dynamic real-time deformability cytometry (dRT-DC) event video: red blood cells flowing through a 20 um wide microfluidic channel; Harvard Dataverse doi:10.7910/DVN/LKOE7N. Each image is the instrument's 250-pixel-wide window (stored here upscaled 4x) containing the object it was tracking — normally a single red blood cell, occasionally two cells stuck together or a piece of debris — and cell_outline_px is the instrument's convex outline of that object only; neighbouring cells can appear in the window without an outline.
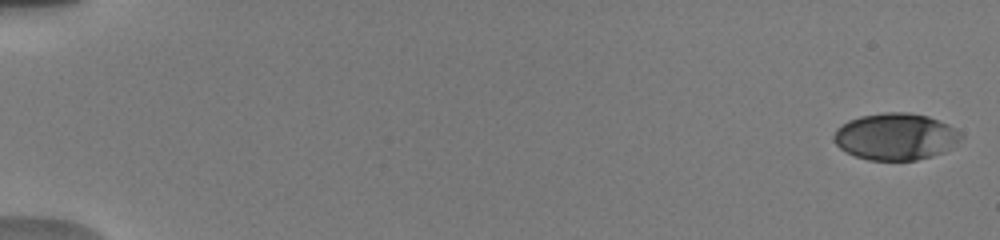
{"species": "human", "species_latin": "Homo sapiens", "temperature_condition": "warm", "stored_images_in_passage": 57, "camera_frame_rate_fps": 3000, "um_per_image_px": 0.085, "donor": {"sex": "male"}, "frame": {"image": 1, "passage_image": 3, "time_ms": 0.333, "image_size_px": [1000, 240], "cell_outline_px": [[964, 136], [952, 148], [944, 152], [932, 156], [916, 160], [868, 160], [844, 152], [832, 140], [832, 136], [836, 128], [848, 120], [860, 116], [884, 112], [908, 112], [928, 116], [948, 124], [960, 132]], "centroid_in_image_um": [76.11, 11.61], "position_along_channel_um": 8.9, "area_um2": 35.03}}
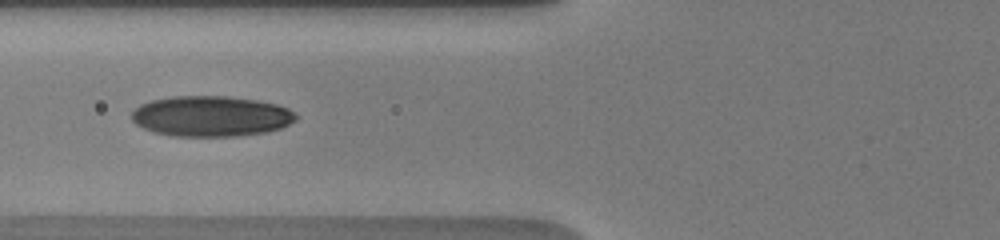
{"frame": {"image": 2, "passage_image": 34, "time_ms": 7.667, "image_size_px": [1000, 240], "cell_outline_px": [[296, 120], [280, 128], [264, 132], [236, 136], [172, 136], [152, 132], [136, 124], [132, 120], [132, 112], [140, 104], [152, 100], [172, 96], [228, 96], [256, 100], [276, 104], [288, 108], [296, 116]], "centroid_in_image_um": [17.9, 9.87], "position_along_channel_um": 107.9, "area_um2": 38.73}}
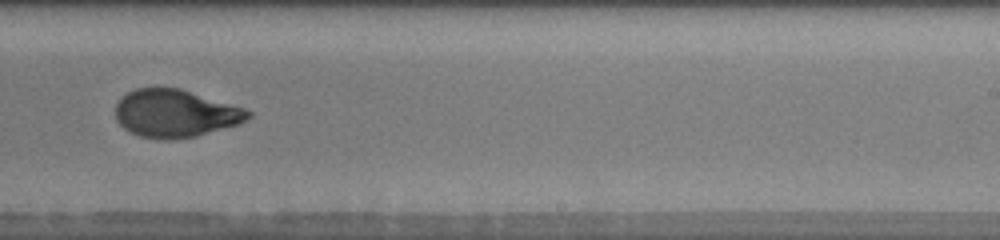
{"frame": {"image": 3, "passage_image": 50, "time_ms": 12.0, "image_size_px": [1000, 240], "cell_outline_px": [[252, 116], [248, 120], [240, 124], [196, 136], [168, 140], [164, 140], [140, 136], [128, 132], [116, 120], [116, 104], [120, 96], [136, 88], [180, 88], [244, 108], [252, 112]], "centroid_in_image_um": [14.9, 9.65], "position_along_channel_um": 274.1, "area_um2": 37.05}}